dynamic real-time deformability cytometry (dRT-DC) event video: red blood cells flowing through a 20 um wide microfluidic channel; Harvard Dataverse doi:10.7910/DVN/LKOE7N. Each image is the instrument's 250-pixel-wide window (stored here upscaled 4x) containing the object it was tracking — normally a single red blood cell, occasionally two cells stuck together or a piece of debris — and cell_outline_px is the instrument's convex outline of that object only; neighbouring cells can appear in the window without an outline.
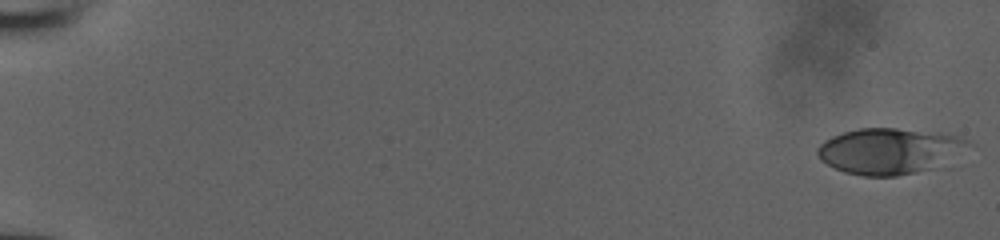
{"species": "human", "species_latin": "Homo sapiens", "temperature_condition": "room temperature", "stored_images_in_passage": 52, "camera_frame_rate_fps": 3000, "um_per_image_px": 0.085, "donor": {"sex": "male"}, "frame": {"image": 1, "passage_image": 1, "time_ms": 0.0, "image_size_px": [1000, 240], "cell_outline_px": [[972, 144], [928, 168], [896, 176], [864, 176], [844, 172], [820, 160], [816, 152], [816, 148], [824, 140], [832, 136], [844, 132], [860, 128], [896, 128], [940, 132], [956, 136], [968, 140]], "centroid_in_image_um": [75.47, 12.8], "position_along_channel_um": 9.5, "area_um2": 39.36}}
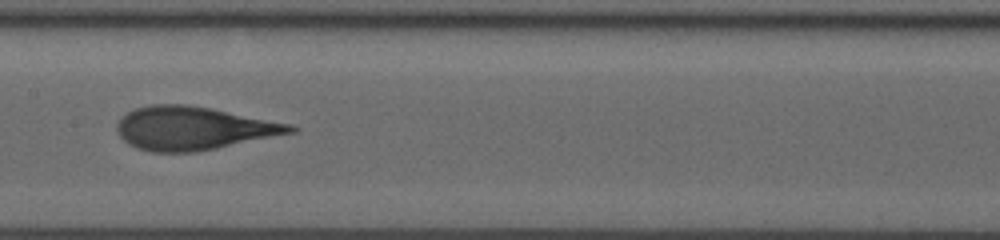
{"frame": {"image": 2, "passage_image": 29, "time_ms": 9.333, "image_size_px": [1000, 240], "cell_outline_px": [[300, 128], [296, 132], [196, 152], [152, 152], [136, 148], [128, 144], [120, 136], [116, 128], [116, 124], [128, 112], [136, 108], [152, 104], [184, 104], [212, 108], [292, 124]], "centroid_in_image_um": [16.46, 10.9], "position_along_channel_um": 190.9, "area_um2": 43.7}}
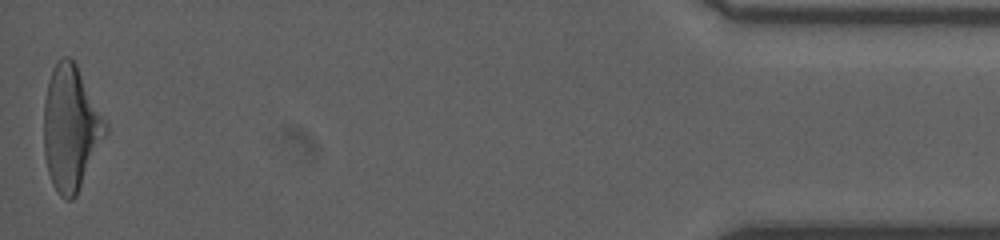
{"frame": {"image": 3, "passage_image": 52, "time_ms": 17.0, "image_size_px": [1000, 240], "cell_outline_px": [[108, 132], [76, 196], [72, 200], [64, 200], [60, 196], [52, 184], [48, 172], [44, 156], [44, 104], [48, 80], [52, 68], [56, 60], [60, 56], [68, 56], [76, 64], [108, 124]], "centroid_in_image_um": [6.01, 10.89], "position_along_channel_um": 429.2, "area_um2": 45.03}}